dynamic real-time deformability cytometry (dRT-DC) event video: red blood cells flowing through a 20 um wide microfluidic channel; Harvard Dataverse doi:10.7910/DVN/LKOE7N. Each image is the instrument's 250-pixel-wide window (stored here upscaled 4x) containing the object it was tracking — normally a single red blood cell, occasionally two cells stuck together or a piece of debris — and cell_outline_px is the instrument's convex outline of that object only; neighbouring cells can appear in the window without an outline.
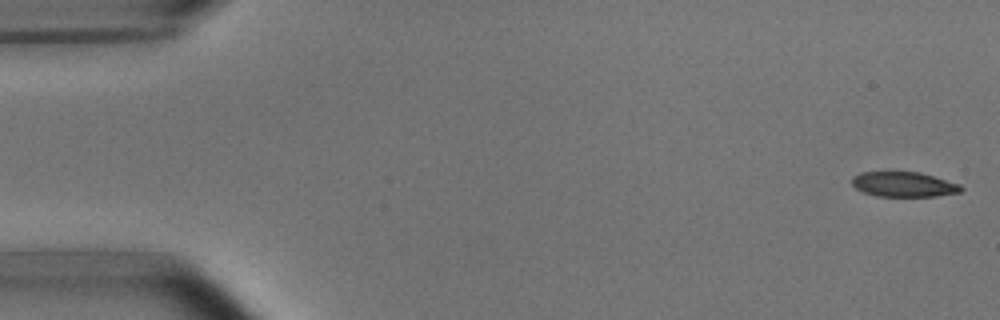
{"species": "common noctule bat (a hibernating species)", "species_latin": "Nyctalus noctula", "temperature_condition": "room temperature", "stored_images_in_passage": 6, "camera_frame_rate_fps": 3000, "um_per_image_px": 0.085, "animal": {"sex": "male", "body_mass_g": 15.6}, "frame": {"image": 1, "passage_image": 1, "time_ms": 0.0, "image_size_px": [1000, 320], "cell_outline_px": [[964, 188], [960, 192], [936, 196], [876, 196], [864, 192], [856, 188], [852, 184], [852, 176], [860, 172], [920, 172], [960, 184]], "centroid_in_image_um": [76.81, 15.67], "position_along_channel_um": 8.2, "area_um2": 15.84}}